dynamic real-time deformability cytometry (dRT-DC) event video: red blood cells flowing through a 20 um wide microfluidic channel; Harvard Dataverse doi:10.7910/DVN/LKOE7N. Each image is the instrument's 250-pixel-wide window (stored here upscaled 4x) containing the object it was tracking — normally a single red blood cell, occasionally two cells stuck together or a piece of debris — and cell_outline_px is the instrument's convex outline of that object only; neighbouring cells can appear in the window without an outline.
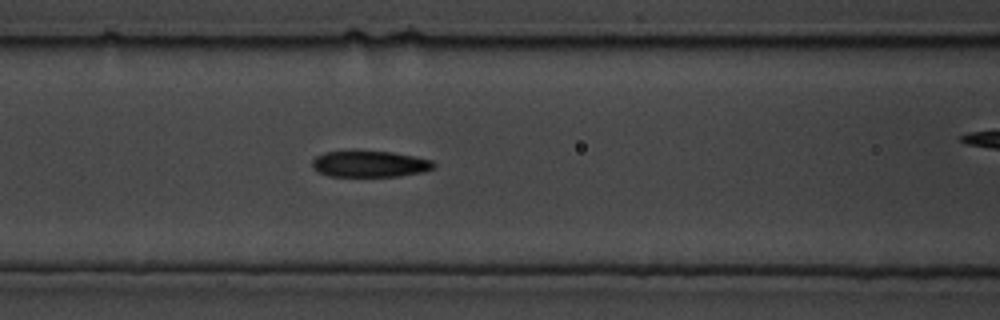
{"species": "common noctule bat (a hibernating species)", "species_latin": "Nyctalus noctula", "temperature_condition": "cold", "stored_images_in_passage": 9, "camera_frame_rate_fps": 3000, "um_per_image_px": 0.085, "animal": {"sex": "male", "body_mass_g": 19.5, "forearm_length_mm": 54.6}, "frame": {"image": 1, "passage_image": 8, "time_ms": 2.333, "image_size_px": [1000, 320], "cell_outline_px": [[436, 168], [424, 172], [400, 176], [328, 176], [312, 168], [312, 160], [316, 156], [324, 152], [392, 152], [432, 160], [436, 164]], "centroid_in_image_um": [31.47, 13.95], "position_along_channel_um": 135.1, "area_um2": 18.44}}